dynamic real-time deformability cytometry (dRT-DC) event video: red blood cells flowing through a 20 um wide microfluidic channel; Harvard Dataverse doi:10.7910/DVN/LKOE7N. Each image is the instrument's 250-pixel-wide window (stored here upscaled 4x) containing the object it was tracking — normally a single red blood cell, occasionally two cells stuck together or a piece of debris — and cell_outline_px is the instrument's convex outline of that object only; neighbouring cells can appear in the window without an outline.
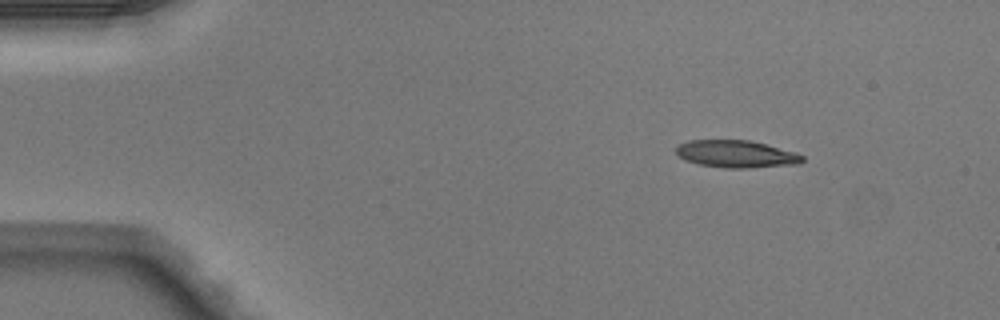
{"species": "Egyptian fruit bat (a non-hibernating species)", "species_latin": "Rousettus aegyptiacus", "temperature_condition": "warm", "stored_images_in_passage": 43, "camera_frame_rate_fps": 3000, "um_per_image_px": 0.085, "animal": {"sex": "male"}, "frame": {"image": 1, "passage_image": 1, "time_ms": 0.0, "image_size_px": [1000, 320], "cell_outline_px": [[804, 160], [800, 164], [748, 168], [724, 168], [700, 164], [684, 160], [676, 156], [676, 148], [680, 144], [688, 140], [748, 140], [796, 152], [804, 156]], "centroid_in_image_um": [62.57, 13.1], "position_along_channel_um": 22.4, "area_um2": 20.17}}
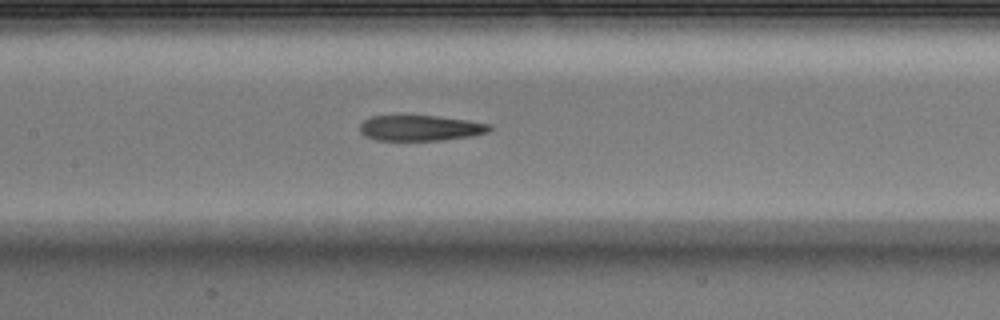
{"frame": {"image": 2, "passage_image": 18, "time_ms": 5.667, "image_size_px": [1000, 320], "cell_outline_px": [[492, 128], [488, 132], [472, 136], [440, 140], [376, 140], [364, 136], [360, 132], [360, 124], [364, 120], [372, 116], [404, 112], [468, 120], [492, 124]], "centroid_in_image_um": [35.68, 10.83], "position_along_channel_um": 171.7, "area_um2": 20.23}}
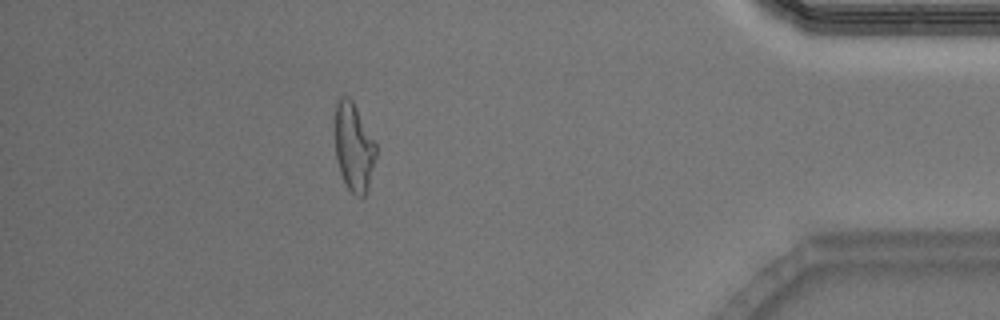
{"frame": {"image": 3, "passage_image": 38, "time_ms": 12.333, "image_size_px": [1000, 320], "cell_outline_px": [[376, 156], [368, 188], [364, 196], [356, 196], [348, 188], [340, 172], [336, 160], [336, 104], [340, 96], [348, 96], [352, 100], [376, 144]], "centroid_in_image_um": [30.08, 12.52], "position_along_channel_um": 405.1, "area_um2": 20.69}, "authors_computed_cell_mechanics": {"area_um2": 20.9236, "velocity_mm_per_s": 4.1423, "shape_relaxation_time_tau1_ms": null, "shape_relaxation_time_tau2_ms": 3.7342, "deformation_change_tau1": null, "deformation_change_tau2": 0.1525}}